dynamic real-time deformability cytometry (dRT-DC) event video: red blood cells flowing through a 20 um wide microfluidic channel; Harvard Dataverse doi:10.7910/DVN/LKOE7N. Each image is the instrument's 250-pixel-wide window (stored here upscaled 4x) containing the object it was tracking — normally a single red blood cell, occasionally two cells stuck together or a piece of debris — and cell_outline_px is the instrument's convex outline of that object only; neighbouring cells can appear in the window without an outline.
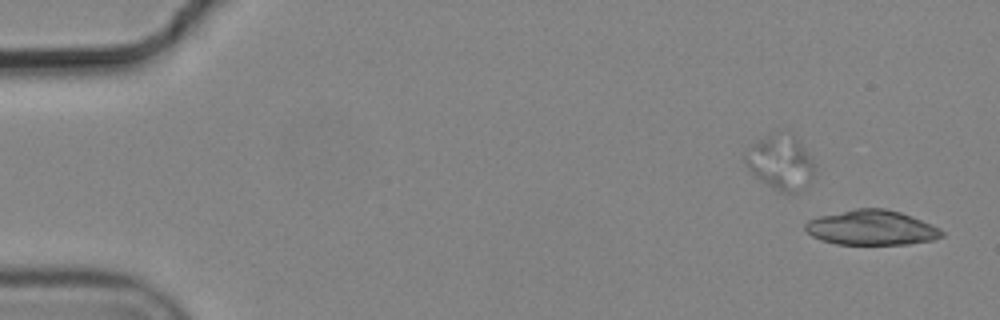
{"species": "common noctule bat (a hibernating species)", "species_latin": "Nyctalus noctula", "temperature_condition": "cold", "stored_images_in_passage": 6, "segment_of_instrument_passage": [2, 2], "camera_frame_rate_fps": 3000, "um_per_image_px": 0.085, "animal": {"sex": "male", "body_mass_g": 19.2, "forearm_length_mm": 51.8}, "frame": {"image": 1, "passage_image": 6, "time_ms": 1.667, "image_size_px": [1000, 320], "cell_outline_px": [[944, 236], [932, 240], [908, 244], [836, 244], [820, 240], [812, 236], [804, 228], [804, 224], [808, 220], [820, 216], [856, 208], [884, 208], [900, 212], [912, 216], [932, 224], [940, 228], [944, 232]], "centroid_in_image_um": [74.09, 19.35], "position_along_channel_um": 10.9, "area_um2": 27.8}}